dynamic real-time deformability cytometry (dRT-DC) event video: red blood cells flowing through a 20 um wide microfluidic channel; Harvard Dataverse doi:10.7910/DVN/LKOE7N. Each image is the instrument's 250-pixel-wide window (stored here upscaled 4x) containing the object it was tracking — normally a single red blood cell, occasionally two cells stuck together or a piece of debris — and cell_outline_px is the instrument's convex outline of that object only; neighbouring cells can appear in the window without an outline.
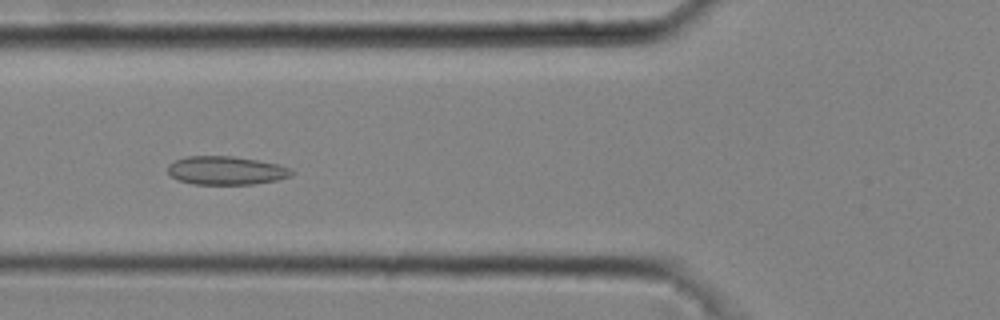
{"species": "common noctule bat (a hibernating species)", "species_latin": "Nyctalus noctula", "temperature_condition": "cold", "stored_images_in_passage": 38, "camera_frame_rate_fps": 3000, "um_per_image_px": 0.085, "animal": {"sex": "male", "body_mass_g": 20.4}, "frame": {"image": 1, "passage_image": 9, "time_ms": 2.667, "image_size_px": [1000, 320], "cell_outline_px": [[296, 172], [292, 176], [276, 180], [252, 184], [192, 184], [180, 180], [172, 176], [168, 172], [168, 164], [176, 160], [188, 156], [232, 156], [256, 160], [276, 164], [288, 168]], "centroid_in_image_um": [19.22, 14.49], "position_along_channel_um": 106.6, "area_um2": 20.35}}
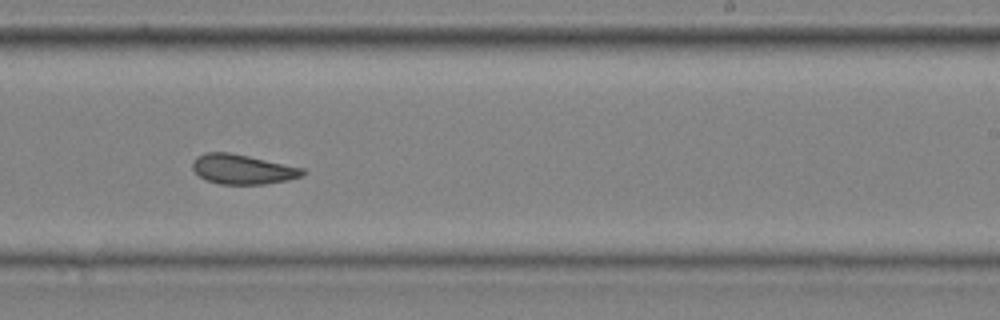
{"frame": {"image": 2, "passage_image": 21, "time_ms": 6.667, "image_size_px": [1000, 320], "cell_outline_px": [[308, 172], [304, 176], [288, 180], [264, 184], [220, 184], [204, 180], [192, 168], [192, 160], [196, 156], [204, 152], [228, 152], [248, 156], [304, 168]], "centroid_in_image_um": [20.62, 14.39], "position_along_channel_um": 268.4, "area_um2": 19.25}}
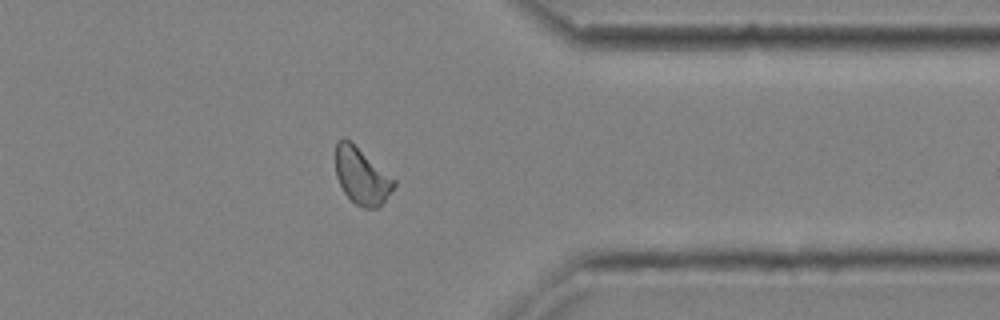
{"frame": {"image": 3, "passage_image": 30, "time_ms": 9.667, "image_size_px": [1000, 320], "cell_outline_px": [[396, 184], [384, 200], [376, 208], [364, 208], [356, 204], [344, 192], [336, 176], [336, 140], [344, 136], [396, 180]], "centroid_in_image_um": [30.72, 14.94], "position_along_channel_um": 380.7, "area_um2": 18.84}, "authors_computed_cell_mechanics": {"area_um2": 19.3052, "velocity_mm_per_s": 4.0541, "shape_relaxation_time_tau1_ms": null, "shape_relaxation_time_tau2_ms": 1.9448, "deformation_change_tau1": null, "deformation_change_tau2": 0.0657}}